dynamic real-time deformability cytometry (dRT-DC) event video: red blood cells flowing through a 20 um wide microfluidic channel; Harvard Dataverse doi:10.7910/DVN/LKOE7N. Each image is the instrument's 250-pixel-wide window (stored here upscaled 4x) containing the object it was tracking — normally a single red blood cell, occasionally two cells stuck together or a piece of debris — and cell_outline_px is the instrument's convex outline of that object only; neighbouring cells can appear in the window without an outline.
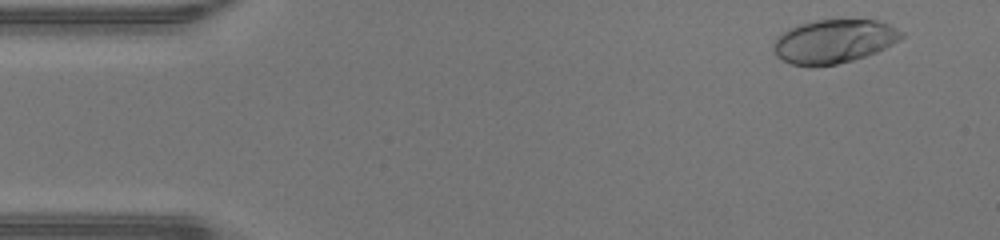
{"species": "human", "species_latin": "Homo sapiens", "temperature_condition": "warm", "stored_images_in_passage": 47, "camera_frame_rate_fps": 3000, "um_per_image_px": 0.085, "donor": {"sex": "male"}, "frame": {"image": 1, "passage_image": 3, "time_ms": 0.667, "image_size_px": [1000, 240], "cell_outline_px": [[904, 36], [900, 40], [876, 52], [852, 60], [836, 64], [808, 68], [792, 64], [776, 56], [772, 48], [772, 44], [776, 36], [788, 28], [800, 24], [816, 20], [836, 16], [876, 20], [888, 24], [904, 32]], "centroid_in_image_um": [70.85, 3.48], "position_along_channel_um": 14.1, "area_um2": 33.7}}
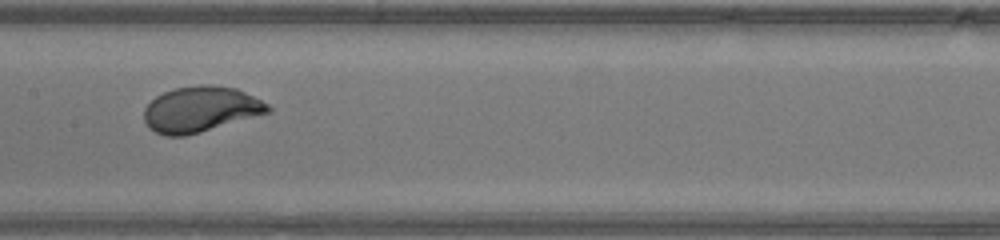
{"frame": {"image": 2, "passage_image": 23, "time_ms": 7.333, "image_size_px": [1000, 240], "cell_outline_px": [[272, 112], [200, 132], [184, 136], [164, 136], [148, 128], [144, 120], [144, 108], [156, 96], [164, 92], [176, 88], [200, 84], [208, 84], [236, 88], [268, 104], [272, 108]], "centroid_in_image_um": [17.04, 9.29], "position_along_channel_um": 190.4, "area_um2": 32.95}}
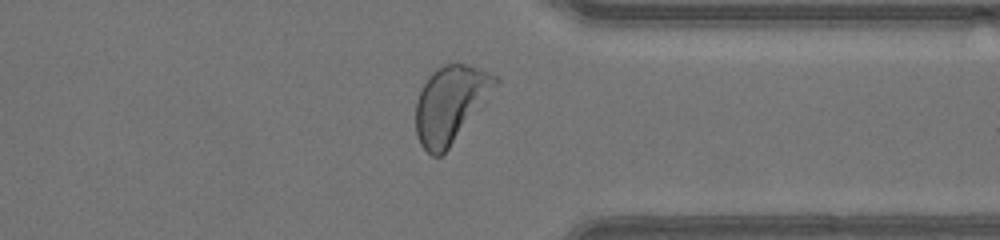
{"frame": {"image": 3, "passage_image": 36, "time_ms": 11.667, "image_size_px": [1000, 240], "cell_outline_px": [[500, 80], [488, 100], [448, 148], [440, 156], [432, 156], [420, 144], [416, 132], [416, 100], [428, 76], [432, 72], [444, 64], [464, 64], [500, 76]], "centroid_in_image_um": [38.31, 8.84], "position_along_channel_um": 373.1, "area_um2": 35.32}, "authors_computed_cell_mechanics": {"area_um2": 32.946, "velocity_mm_per_s": 4.327, "shape_relaxation_time_tau1_ms": 2.9465, "shape_relaxation_time_tau2_ms": null, "deformation_change_tau1": 0.2114, "deformation_change_tau2": null}}